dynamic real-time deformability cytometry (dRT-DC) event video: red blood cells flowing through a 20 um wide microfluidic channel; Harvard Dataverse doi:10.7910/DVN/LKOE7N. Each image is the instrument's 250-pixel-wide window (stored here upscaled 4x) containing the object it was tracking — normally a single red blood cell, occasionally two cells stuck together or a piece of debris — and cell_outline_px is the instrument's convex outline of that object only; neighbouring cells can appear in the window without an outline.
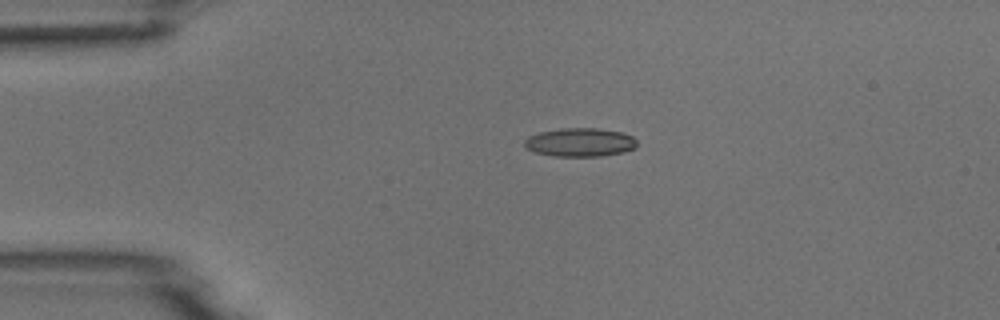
{"species": "common noctule bat (a hibernating species)", "species_latin": "Nyctalus noctula", "temperature_condition": "room temperature", "stored_images_in_passage": 3, "camera_frame_rate_fps": 3000, "um_per_image_px": 0.085, "animal": {"sex": "male", "body_mass_g": 18.8}, "frame": {"image": 1, "passage_image": 2, "time_ms": 2.0, "image_size_px": [1000, 320], "cell_outline_px": [[636, 148], [624, 152], [600, 156], [556, 156], [536, 152], [528, 148], [524, 144], [524, 140], [528, 136], [540, 132], [560, 128], [600, 128], [620, 132], [632, 136], [636, 140]], "centroid_in_image_um": [49.32, 12.09], "position_along_channel_um": 35.7, "area_um2": 18.67}}